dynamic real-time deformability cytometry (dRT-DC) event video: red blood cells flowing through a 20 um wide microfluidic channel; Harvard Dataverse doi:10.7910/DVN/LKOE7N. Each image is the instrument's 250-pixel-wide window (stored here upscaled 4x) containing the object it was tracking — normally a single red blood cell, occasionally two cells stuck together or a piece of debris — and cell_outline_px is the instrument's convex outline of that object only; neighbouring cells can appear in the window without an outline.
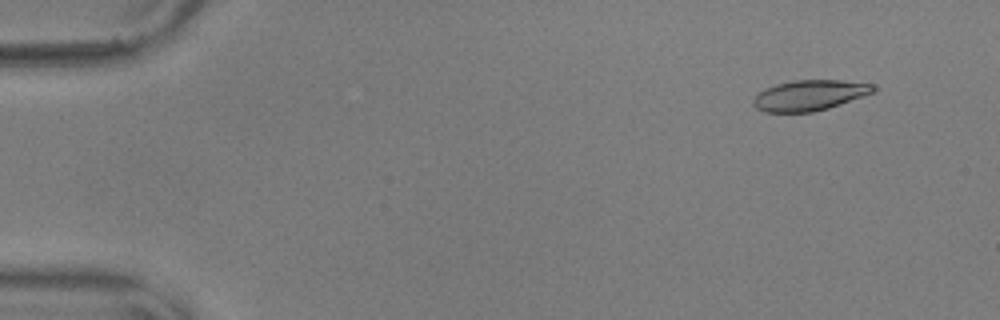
{"species": "common noctule bat (a hibernating species)", "species_latin": "Nyctalus noctula", "temperature_condition": "warm", "stored_images_in_passage": 55, "camera_frame_rate_fps": 3000, "um_per_image_px": 0.085, "animal": {"sex": "male", "body_mass_g": 17.9, "forearm_length_mm": 54.2}, "frame": {"image": 1, "passage_image": 3, "time_ms": 0.667, "image_size_px": [1000, 320], "cell_outline_px": [[876, 92], [828, 108], [812, 112], [764, 112], [756, 108], [752, 104], [752, 100], [760, 92], [776, 84], [792, 80], [840, 80], [872, 84], [876, 88]], "centroid_in_image_um": [68.82, 8.1], "position_along_channel_um": 16.2, "area_um2": 21.27}}
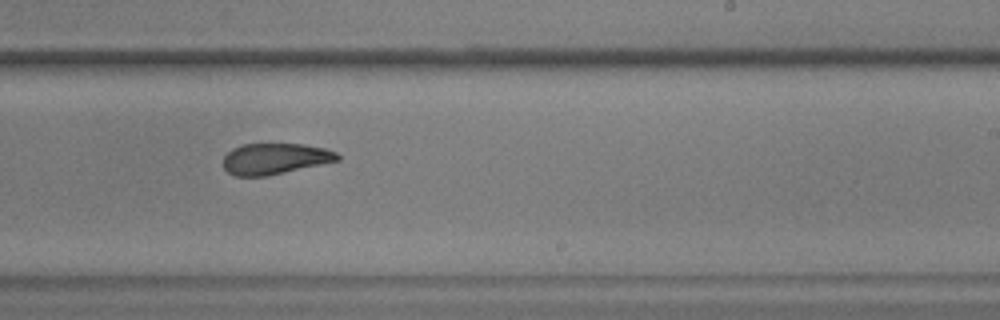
{"frame": {"image": 2, "passage_image": 33, "time_ms": 10.667, "image_size_px": [1000, 320], "cell_outline_px": [[340, 160], [264, 176], [236, 176], [228, 172], [224, 168], [224, 156], [232, 148], [244, 144], [304, 144], [324, 148], [336, 152], [340, 156]], "centroid_in_image_um": [23.36, 13.48], "position_along_channel_um": 265.6, "area_um2": 20.4}}
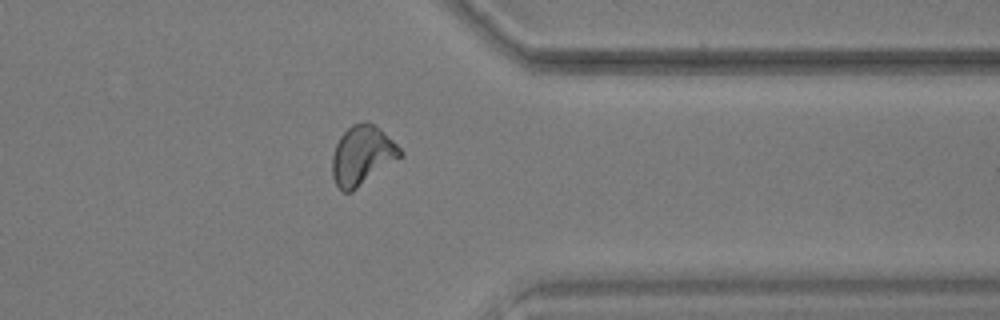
{"frame": {"image": 3, "passage_image": 43, "time_ms": 14.0, "image_size_px": [1000, 320], "cell_outline_px": [[404, 152], [400, 156], [352, 192], [344, 192], [336, 184], [332, 176], [332, 156], [336, 144], [340, 136], [352, 124], [364, 120], [368, 120], [380, 128]], "centroid_in_image_um": [30.75, 13.17], "position_along_channel_um": 380.6, "area_um2": 23.24}}